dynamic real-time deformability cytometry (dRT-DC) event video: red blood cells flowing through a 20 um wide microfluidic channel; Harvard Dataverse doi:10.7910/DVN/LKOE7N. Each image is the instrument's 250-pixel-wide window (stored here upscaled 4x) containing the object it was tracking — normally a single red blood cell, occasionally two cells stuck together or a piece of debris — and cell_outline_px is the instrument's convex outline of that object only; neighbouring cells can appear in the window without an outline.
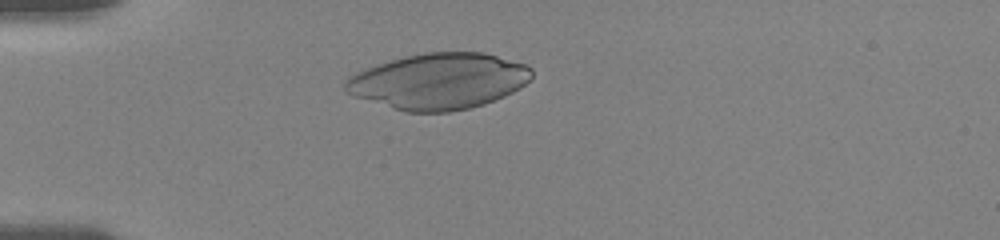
{"species": "human", "species_latin": "Homo sapiens", "temperature_condition": "room temperature", "stored_images_in_passage": 41, "camera_frame_rate_fps": 3000, "um_per_image_px": 0.085, "donor": {"sex": "female"}, "frame": {"image": 1, "passage_image": 10, "time_ms": 3.0, "image_size_px": [1000, 240], "cell_outline_px": [[532, 76], [520, 88], [504, 96], [484, 104], [468, 108], [448, 112], [404, 112], [344, 92], [344, 80], [348, 76], [356, 72], [404, 56], [424, 52], [484, 52], [524, 64], [532, 68]], "centroid_in_image_um": [37.28, 6.9], "position_along_channel_um": 47.7, "area_um2": 60.52}}
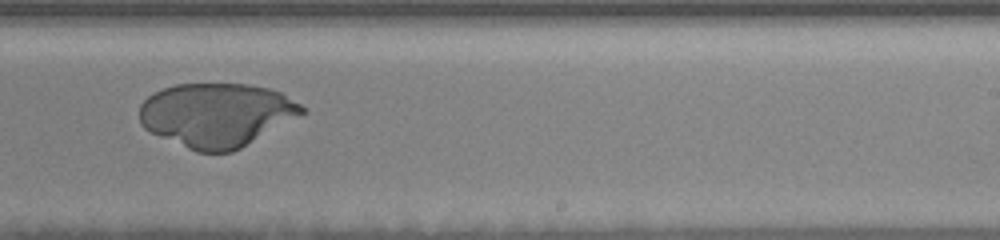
{"frame": {"image": 2, "passage_image": 30, "time_ms": 9.667, "image_size_px": [1000, 240], "cell_outline_px": [[308, 112], [240, 148], [232, 152], [196, 152], [160, 136], [144, 128], [140, 124], [140, 104], [152, 92], [176, 84], [248, 84], [268, 88], [280, 92], [300, 104]], "centroid_in_image_um": [18.41, 9.76], "position_along_channel_um": 270.6, "area_um2": 60.34}}
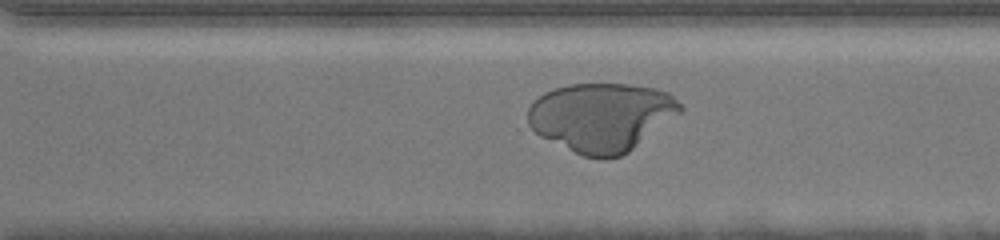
{"frame": {"image": 3, "passage_image": 33, "time_ms": 11.0, "image_size_px": [1000, 240], "cell_outline_px": [[684, 108], [680, 112], [628, 152], [620, 156], [584, 156], [540, 136], [528, 124], [528, 108], [532, 100], [544, 92], [568, 84], [632, 84], [656, 88], [668, 92]], "centroid_in_image_um": [51.09, 9.91], "position_along_channel_um": 319.5, "area_um2": 60.23}}